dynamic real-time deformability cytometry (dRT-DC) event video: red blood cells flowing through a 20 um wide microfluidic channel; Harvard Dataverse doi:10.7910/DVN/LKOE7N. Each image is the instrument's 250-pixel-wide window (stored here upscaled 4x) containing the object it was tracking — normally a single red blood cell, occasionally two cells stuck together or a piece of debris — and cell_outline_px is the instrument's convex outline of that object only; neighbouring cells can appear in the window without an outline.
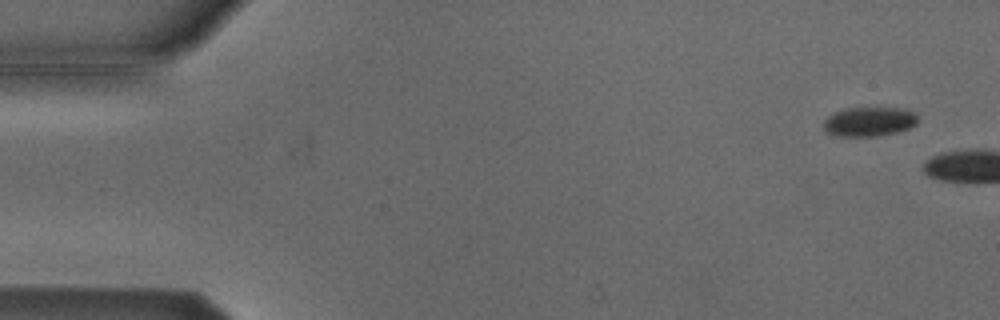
{"species": "Egyptian fruit bat (a non-hibernating species)", "species_latin": "Rousettus aegyptiacus", "temperature_condition": "cold", "stored_images_in_passage": 9, "camera_frame_rate_fps": 3000, "um_per_image_px": 0.085, "animal": {"sex": "male"}, "frame": {"image": 1, "passage_image": 3, "time_ms": 0.667, "image_size_px": [1000, 320], "cell_outline_px": [[916, 124], [908, 128], [896, 132], [876, 136], [836, 136], [824, 132], [824, 120], [828, 116], [836, 112], [848, 108], [900, 108], [912, 112], [916, 116]], "centroid_in_image_um": [73.83, 10.35], "position_along_channel_um": 11.2, "area_um2": 15.9}}